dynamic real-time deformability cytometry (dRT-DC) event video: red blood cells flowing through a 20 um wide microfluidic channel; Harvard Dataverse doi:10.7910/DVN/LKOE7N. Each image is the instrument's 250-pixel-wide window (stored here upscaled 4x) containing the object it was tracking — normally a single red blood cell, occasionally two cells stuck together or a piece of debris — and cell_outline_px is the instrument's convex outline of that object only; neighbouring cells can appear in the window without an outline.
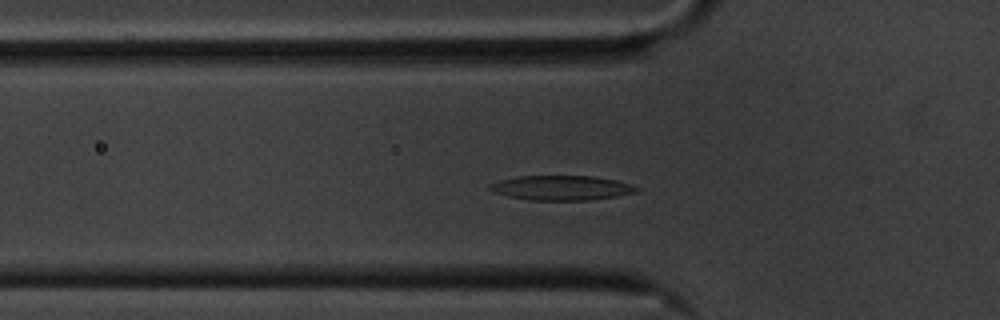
{"species": "common noctule bat (a hibernating species)", "species_latin": "Nyctalus noctula", "temperature_condition": "cold", "stored_images_in_passage": 53, "camera_frame_rate_fps": 3000, "um_per_image_px": 0.085, "animal": {"sex": "male", "body_mass_g": 20.1, "forearm_length_mm": 53.5}, "frame": {"image": 1, "passage_image": 14, "time_ms": 4.333, "image_size_px": [1000, 320], "cell_outline_px": [[640, 192], [616, 196], [588, 200], [528, 200], [508, 196], [496, 192], [488, 188], [488, 184], [500, 180], [516, 176], [596, 176], [616, 180], [632, 184], [640, 188]], "centroid_in_image_um": [47.77, 15.96], "position_along_channel_um": 78.0, "area_um2": 21.21}}
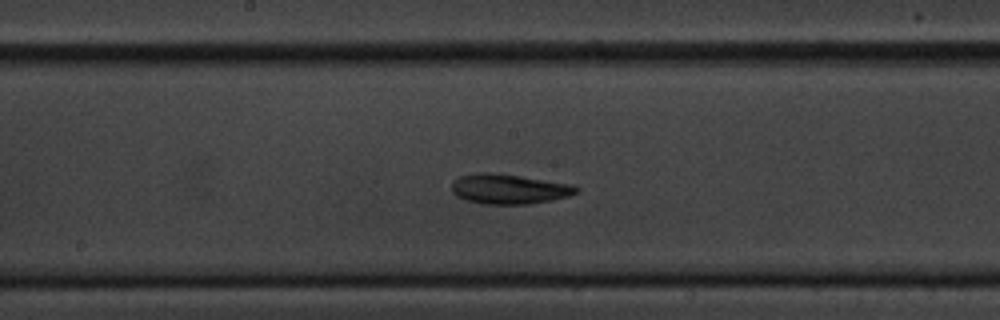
{"frame": {"image": 2, "passage_image": 25, "time_ms": 8.0, "image_size_px": [1000, 320], "cell_outline_px": [[580, 192], [568, 196], [552, 200], [528, 204], [480, 204], [464, 200], [456, 196], [452, 192], [452, 184], [460, 176], [476, 172], [496, 172], [568, 184], [580, 188]], "centroid_in_image_um": [43.23, 16.07], "position_along_channel_um": 205.0, "area_um2": 21.79}}
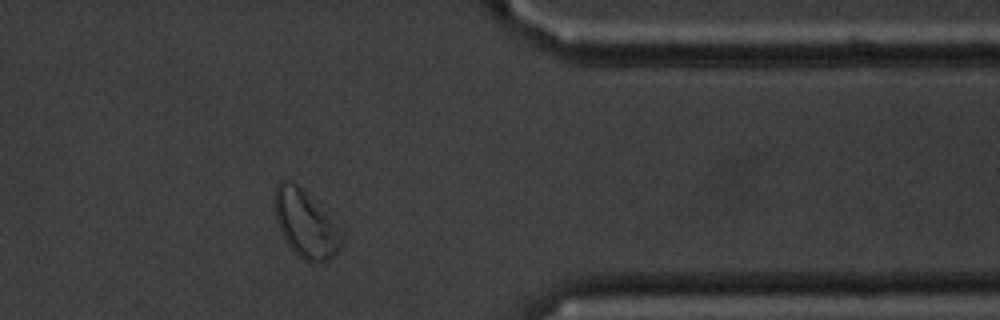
{"frame": {"image": 3, "passage_image": 42, "time_ms": 13.667, "image_size_px": [1000, 320], "cell_outline_px": [[336, 252], [328, 260], [304, 260], [288, 244], [276, 220], [276, 184], [280, 180], [292, 180], [308, 196], [324, 216], [328, 224], [336, 244]], "centroid_in_image_um": [25.76, 18.98], "position_along_channel_um": 385.6, "area_um2": 22.83}, "authors_computed_cell_mechanics": {"area_um2": 21.675, "velocity_mm_per_s": 3.4371, "shape_relaxation_time_tau1_ms": 3.7705, "shape_relaxation_time_tau2_ms": 6.7625, "deformation_change_tau1": 0.1132, "deformation_change_tau2": 0.1228}}